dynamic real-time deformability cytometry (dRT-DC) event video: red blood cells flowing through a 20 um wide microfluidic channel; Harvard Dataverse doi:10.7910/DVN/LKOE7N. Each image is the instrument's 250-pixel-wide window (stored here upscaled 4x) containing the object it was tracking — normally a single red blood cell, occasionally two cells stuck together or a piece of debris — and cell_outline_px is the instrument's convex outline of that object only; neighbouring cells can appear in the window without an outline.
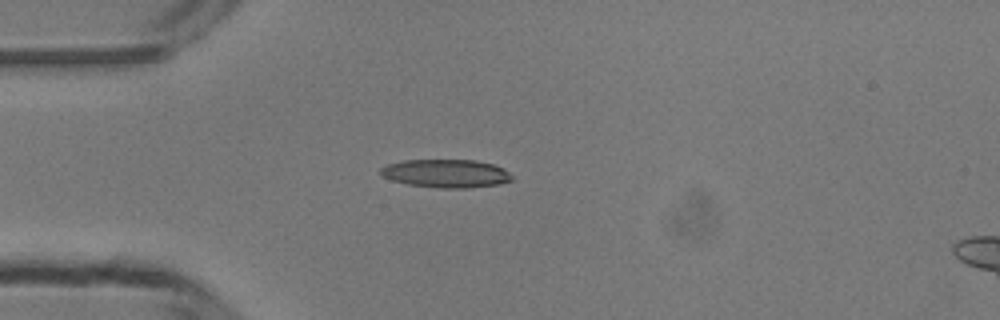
{"species": "common noctule bat (a hibernating species)", "species_latin": "Nyctalus noctula", "temperature_condition": "room temperature", "stored_images_in_passage": 27, "camera_frame_rate_fps": 3000, "um_per_image_px": 0.085, "animal": {"sex": "male", "body_mass_g": 13.3}, "frame": {"image": 1, "passage_image": 1, "time_ms": 0.0, "image_size_px": [1000, 320], "cell_outline_px": [[512, 180], [500, 184], [468, 188], [440, 188], [408, 184], [392, 180], [380, 176], [380, 168], [388, 164], [404, 160], [476, 160], [492, 164], [504, 168], [512, 176]], "centroid_in_image_um": [37.91, 14.74], "position_along_channel_um": 47.1, "area_um2": 21.68}}
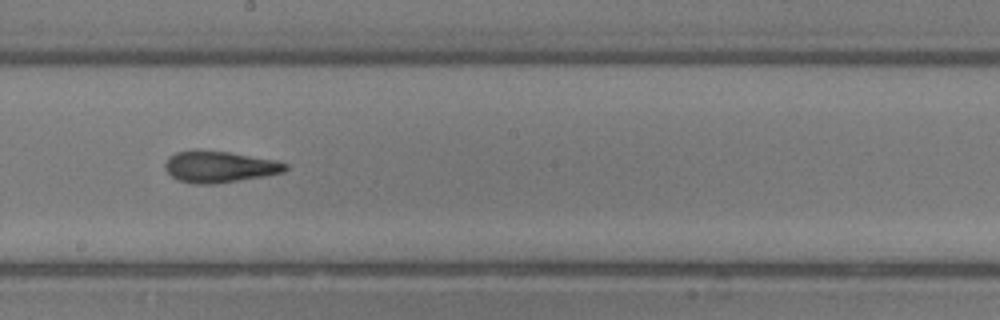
{"frame": {"image": 2, "passage_image": 15, "time_ms": 4.667, "image_size_px": [1000, 320], "cell_outline_px": [[288, 168], [284, 172], [264, 176], [216, 184], [196, 184], [180, 180], [172, 176], [164, 168], [164, 164], [168, 156], [176, 152], [196, 148], [228, 152], [280, 160], [288, 164]], "centroid_in_image_um": [18.66, 14.15], "position_along_channel_um": 229.5, "area_um2": 22.48}}
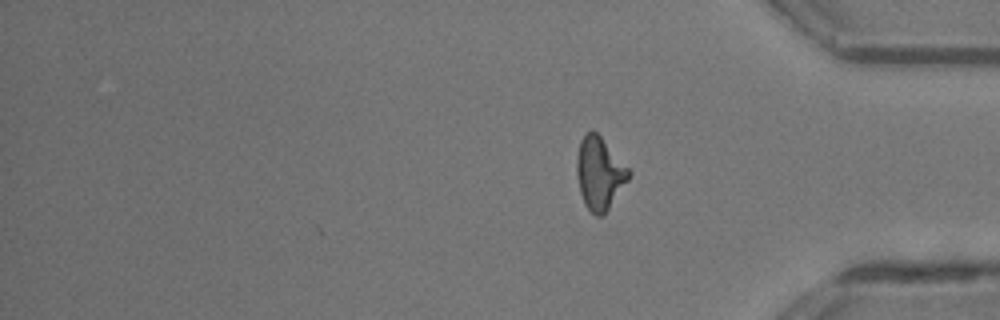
{"frame": {"image": 3, "passage_image": 27, "time_ms": 8.667, "image_size_px": [1000, 320], "cell_outline_px": [[632, 172], [628, 180], [608, 208], [600, 216], [596, 216], [584, 204], [580, 192], [576, 176], [576, 160], [580, 140], [584, 132], [592, 128], [600, 136]], "centroid_in_image_um": [50.93, 14.68], "position_along_channel_um": 384.3, "area_um2": 21.85}, "authors_computed_cell_mechanics": {"area_um2": 21.7328, "velocity_mm_per_s": 4.2149, "shape_relaxation_time_tau1_ms": 7.0918, "shape_relaxation_time_tau2_ms": 3.1624, "deformation_change_tau1": 0.2585, "deformation_change_tau2": 0.1401}}